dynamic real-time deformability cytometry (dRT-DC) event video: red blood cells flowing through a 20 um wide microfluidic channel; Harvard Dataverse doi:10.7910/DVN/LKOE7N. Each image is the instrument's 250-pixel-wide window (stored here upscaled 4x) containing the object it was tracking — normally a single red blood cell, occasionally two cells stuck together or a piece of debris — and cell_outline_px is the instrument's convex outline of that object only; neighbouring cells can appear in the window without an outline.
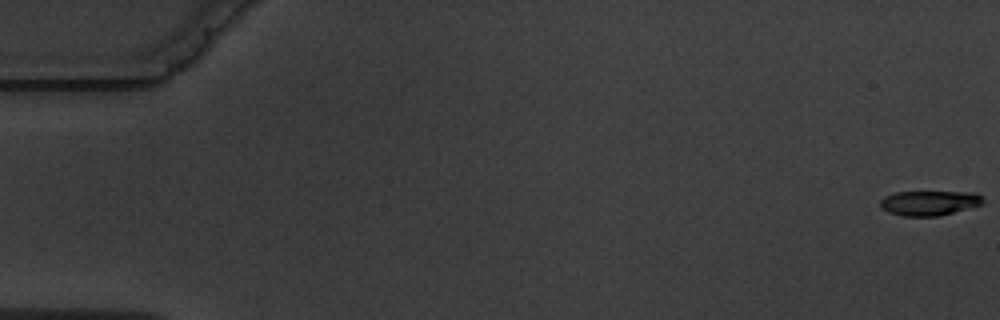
{"species": "common noctule bat (a hibernating species)", "species_latin": "Nyctalus noctula", "temperature_condition": "warm", "stored_images_in_passage": 6, "camera_frame_rate_fps": 3000, "um_per_image_px": 0.085, "animal": {"sex": "male", "body_mass_g": 19.5, "forearm_length_mm": 54.6}, "frame": {"image": 1, "passage_image": 1, "time_ms": 0.0, "image_size_px": [1000, 320], "cell_outline_px": [[984, 204], [940, 216], [904, 216], [888, 212], [880, 208], [880, 200], [884, 196], [896, 192], [976, 192], [984, 200]], "centroid_in_image_um": [78.99, 17.25], "position_along_channel_um": 6.0, "area_um2": 14.97}}
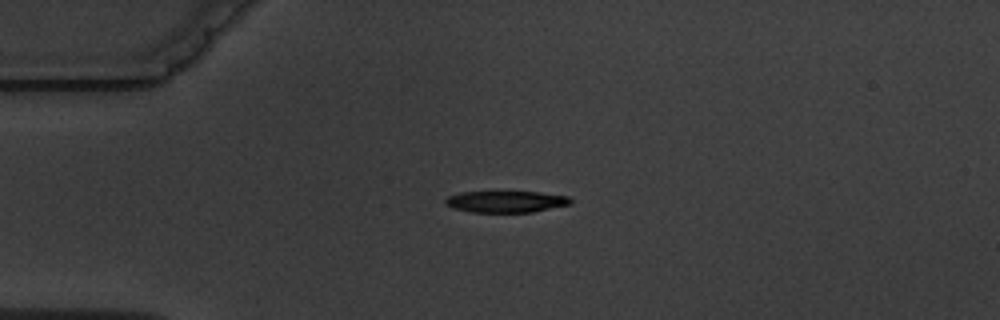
{"frame": {"image": 2, "passage_image": 5, "time_ms": 4.667, "image_size_px": [1000, 320], "cell_outline_px": [[572, 204], [532, 212], [472, 212], [452, 208], [444, 204], [444, 200], [448, 196], [460, 192], [540, 192], [568, 196], [572, 200]], "centroid_in_image_um": [43.0, 17.14], "position_along_channel_um": 42.0, "area_um2": 15.78}}